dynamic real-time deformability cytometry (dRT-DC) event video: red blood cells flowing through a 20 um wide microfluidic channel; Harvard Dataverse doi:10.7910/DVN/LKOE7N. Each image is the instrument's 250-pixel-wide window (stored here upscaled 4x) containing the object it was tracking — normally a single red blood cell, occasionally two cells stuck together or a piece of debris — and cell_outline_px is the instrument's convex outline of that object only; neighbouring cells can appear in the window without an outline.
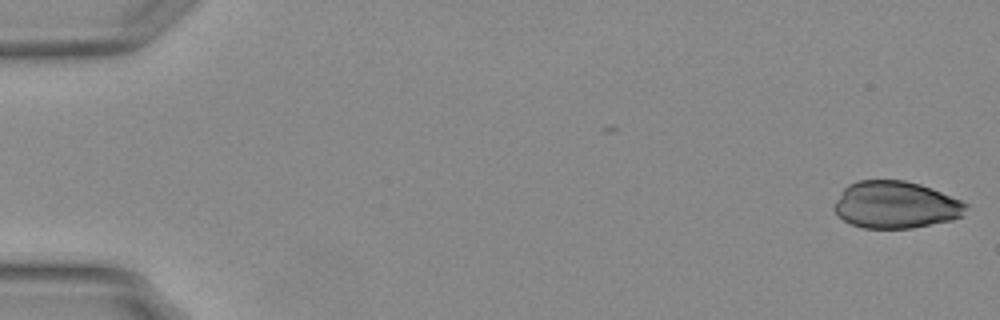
{"species": "Egyptian fruit bat (a non-hibernating species)", "species_latin": "Rousettus aegyptiacus", "temperature_condition": "warm", "stored_images_in_passage": 43, "camera_frame_rate_fps": 3000, "um_per_image_px": 0.085, "animal": {"sex": "female"}, "frame": {"image": 1, "passage_image": 1, "time_ms": 0.0, "image_size_px": [1000, 320], "cell_outline_px": [[968, 204], [964, 216], [952, 220], [912, 228], [864, 228], [852, 224], [836, 216], [836, 200], [844, 188], [848, 184], [856, 180], [904, 180], [920, 184], [932, 188], [960, 200]], "centroid_in_image_um": [76.15, 17.41], "position_along_channel_um": 8.8, "area_um2": 36.18}}
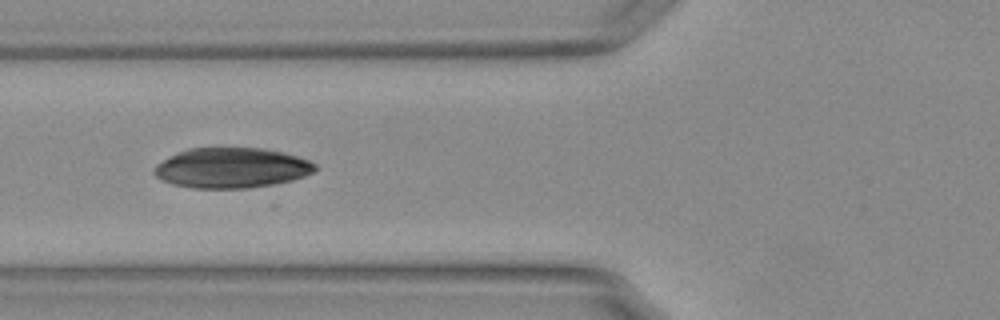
{"frame": {"image": 2, "passage_image": 21, "time_ms": 6.667, "image_size_px": [1000, 320], "cell_outline_px": [[316, 168], [312, 172], [304, 176], [292, 180], [272, 184], [248, 188], [192, 188], [172, 184], [160, 180], [152, 172], [156, 164], [188, 148], [264, 148], [284, 152], [308, 160], [316, 164]], "centroid_in_image_um": [19.67, 14.27], "position_along_channel_um": 106.1, "area_um2": 37.57}}